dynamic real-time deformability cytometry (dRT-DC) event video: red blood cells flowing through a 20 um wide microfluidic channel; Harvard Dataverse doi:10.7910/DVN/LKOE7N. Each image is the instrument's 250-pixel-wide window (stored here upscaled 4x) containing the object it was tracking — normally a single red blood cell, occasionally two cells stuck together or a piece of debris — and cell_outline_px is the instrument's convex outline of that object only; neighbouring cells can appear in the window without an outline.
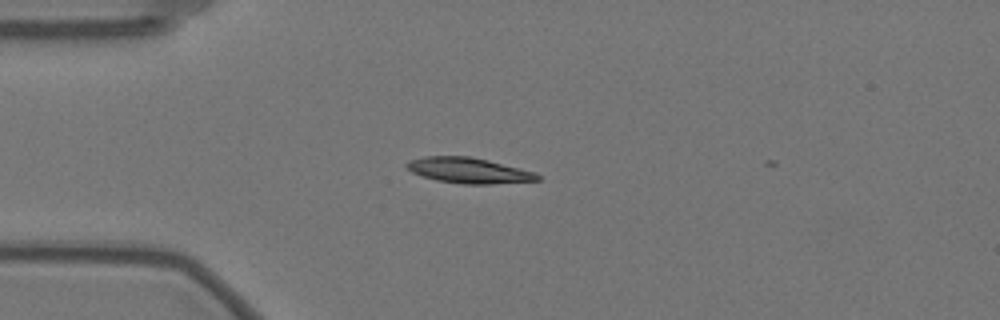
{"species": "Egyptian fruit bat (a non-hibernating species)", "species_latin": "Rousettus aegyptiacus", "temperature_condition": "warm", "stored_images_in_passage": 3, "camera_frame_rate_fps": 3000, "um_per_image_px": 0.085, "animal": {"sex": "female"}, "frame": {"image": 1, "passage_image": 1, "time_ms": 0.0, "image_size_px": [1000, 320], "cell_outline_px": [[540, 180], [492, 184], [464, 184], [436, 180], [412, 172], [404, 164], [412, 160], [424, 156], [468, 156], [488, 160], [536, 172], [540, 176]], "centroid_in_image_um": [39.87, 14.49], "position_along_channel_um": 45.1, "area_um2": 19.31}}